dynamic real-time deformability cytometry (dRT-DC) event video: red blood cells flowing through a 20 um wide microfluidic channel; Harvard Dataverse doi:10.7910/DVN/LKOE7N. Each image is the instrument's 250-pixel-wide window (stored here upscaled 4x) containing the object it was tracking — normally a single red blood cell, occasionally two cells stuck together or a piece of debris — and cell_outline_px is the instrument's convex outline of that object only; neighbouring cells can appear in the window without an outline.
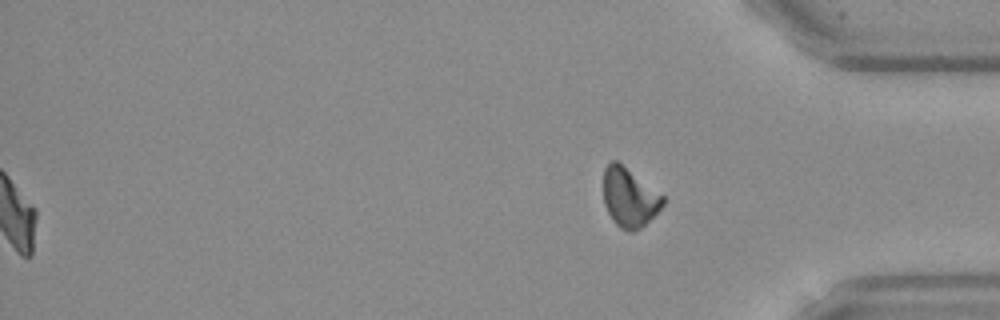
{"species": "Egyptian fruit bat (a non-hibernating species)", "species_latin": "Rousettus aegyptiacus", "temperature_condition": "warm", "stored_images_in_passage": 54, "segment_of_instrument_passage": [2, 2], "camera_frame_rate_fps": 3000, "um_per_image_px": 0.085, "frame": {"image": 1, "passage_image": 54, "time_ms": 17.667, "image_size_px": [1000, 320], "cell_outline_px": [[664, 204], [640, 228], [632, 232], [628, 232], [620, 228], [612, 220], [604, 204], [604, 168], [612, 160], [616, 160], [664, 196]], "centroid_in_image_um": [53.47, 16.79], "position_along_channel_um": 381.7, "area_um2": 20.11}}